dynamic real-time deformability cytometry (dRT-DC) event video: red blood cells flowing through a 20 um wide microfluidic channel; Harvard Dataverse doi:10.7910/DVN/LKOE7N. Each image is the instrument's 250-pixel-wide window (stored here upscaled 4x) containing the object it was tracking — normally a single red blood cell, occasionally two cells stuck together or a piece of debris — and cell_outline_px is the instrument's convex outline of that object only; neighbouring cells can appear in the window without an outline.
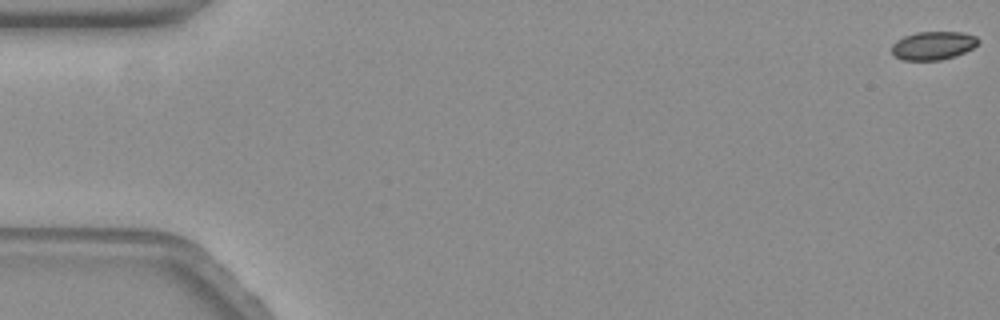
{"species": "common noctule bat (a hibernating species)", "species_latin": "Nyctalus noctula", "temperature_condition": "warm", "stored_images_in_passage": 62, "camera_frame_rate_fps": 3000, "um_per_image_px": 0.085, "animal": {"sex": "female", "body_mass_g": 19.3, "forearm_length_mm": 54.1}, "frame": {"image": 1, "passage_image": 1, "time_ms": 0.0, "image_size_px": [1000, 320], "cell_outline_px": [[980, 40], [972, 48], [956, 56], [940, 60], [904, 60], [896, 56], [892, 52], [892, 44], [896, 40], [904, 36], [916, 32], [964, 32], [976, 36]], "centroid_in_image_um": [79.32, 3.86], "position_along_channel_um": 5.7, "area_um2": 14.28}}
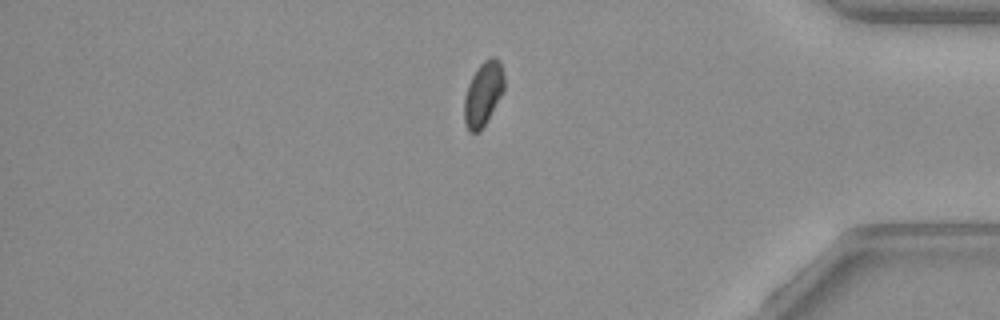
{"frame": {"image": 2, "passage_image": 52, "time_ms": 17.0, "image_size_px": [1000, 320], "cell_outline_px": [[504, 92], [480, 132], [468, 132], [464, 120], [464, 100], [468, 84], [476, 68], [484, 60], [492, 56], [500, 60], [504, 76]], "centroid_in_image_um": [41.08, 7.97], "position_along_channel_um": 394.1, "area_um2": 15.09}}
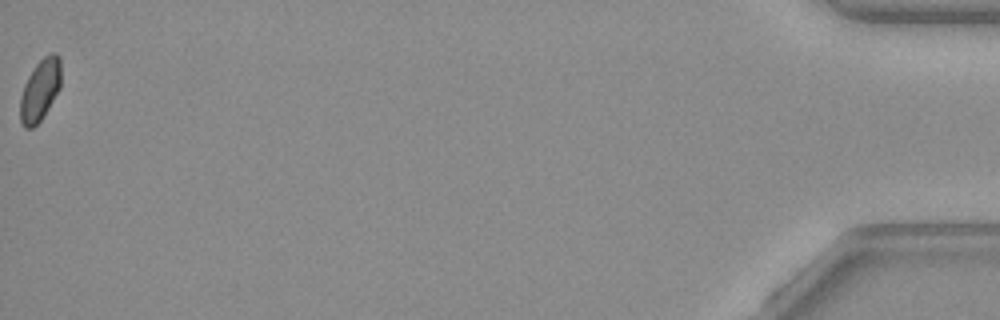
{"frame": {"image": 3, "passage_image": 62, "time_ms": 20.333, "image_size_px": [1000, 320], "cell_outline_px": [[60, 88], [44, 116], [32, 128], [24, 128], [20, 120], [20, 96], [24, 84], [28, 76], [36, 64], [44, 56], [52, 52], [56, 52], [60, 56]], "centroid_in_image_um": [3.4, 7.64], "position_along_channel_um": 431.8, "area_um2": 14.74}}